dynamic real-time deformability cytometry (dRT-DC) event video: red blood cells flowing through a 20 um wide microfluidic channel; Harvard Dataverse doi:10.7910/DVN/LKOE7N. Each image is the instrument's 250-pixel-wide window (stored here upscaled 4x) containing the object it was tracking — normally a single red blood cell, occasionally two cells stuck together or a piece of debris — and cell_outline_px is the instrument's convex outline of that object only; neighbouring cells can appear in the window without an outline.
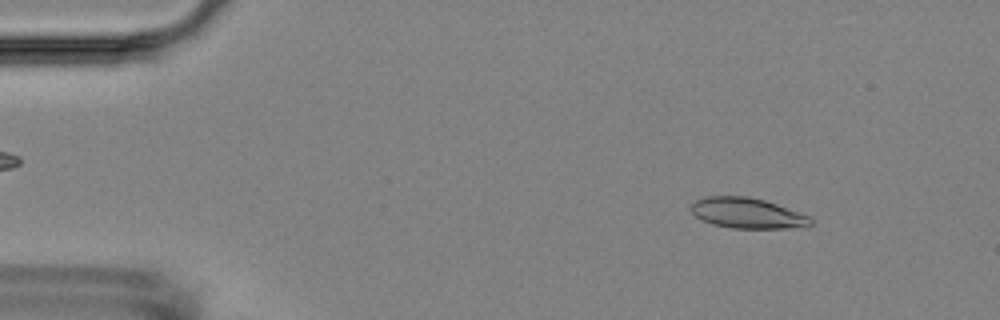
{"species": "Egyptian fruit bat (a non-hibernating species)", "species_latin": "Rousettus aegyptiacus", "temperature_condition": "room temperature", "stored_images_in_passage": 4, "camera_frame_rate_fps": 3000, "um_per_image_px": 0.085, "animal": {"sex": "female"}, "frame": {"image": 1, "passage_image": 1, "time_ms": 0.0, "image_size_px": [1000, 320], "cell_outline_px": [[812, 224], [804, 228], [732, 228], [712, 224], [696, 216], [692, 212], [692, 204], [696, 200], [704, 196], [748, 196], [764, 200], [776, 204], [808, 216], [812, 220]], "centroid_in_image_um": [63.53, 18.12], "position_along_channel_um": 21.5, "area_um2": 21.1}}
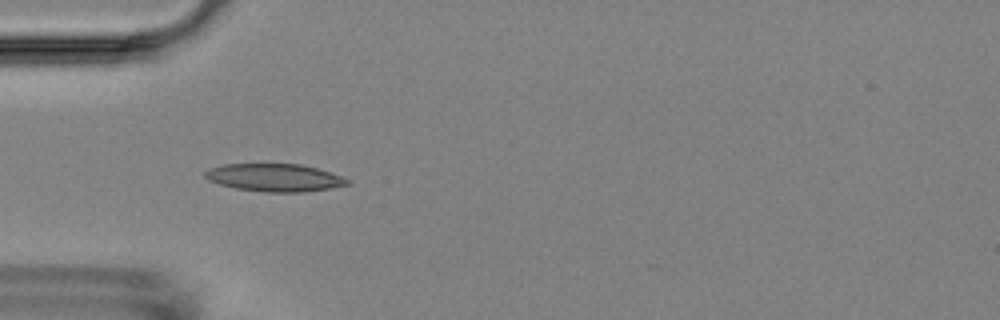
{"frame": {"image": 2, "passage_image": 3, "time_ms": 3.333, "image_size_px": [1000, 320], "cell_outline_px": [[352, 184], [332, 188], [304, 192], [264, 192], [236, 188], [220, 184], [208, 180], [204, 176], [204, 172], [208, 168], [224, 164], [300, 164], [316, 168], [340, 176], [348, 180]], "centroid_in_image_um": [23.32, 15.1], "position_along_channel_um": 61.7, "area_um2": 22.95}}